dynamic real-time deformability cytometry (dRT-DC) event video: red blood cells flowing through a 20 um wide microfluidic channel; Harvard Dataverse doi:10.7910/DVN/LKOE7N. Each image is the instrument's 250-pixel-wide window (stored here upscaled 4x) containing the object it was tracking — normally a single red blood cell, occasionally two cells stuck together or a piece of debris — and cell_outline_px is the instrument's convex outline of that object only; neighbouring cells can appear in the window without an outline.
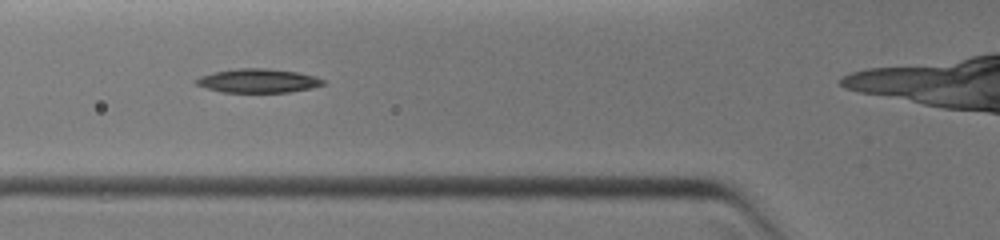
{"species": "common noctule bat (a hibernating species)", "species_latin": "Nyctalus noctula", "temperature_condition": "warm", "stored_images_in_passage": 5, "segment_of_instrument_passage": [1, 2], "camera_frame_rate_fps": 3000, "um_per_image_px": 0.085, "animal": {"sex": "female", "body_mass_g": 19.0, "forearm_length_mm": 51.5}, "frame": {"image": 1, "passage_image": 3, "time_ms": 1.667, "image_size_px": [1000, 240], "cell_outline_px": [[324, 84], [312, 88], [288, 92], [220, 92], [196, 84], [196, 80], [200, 76], [212, 72], [236, 68], [268, 68], [296, 72], [316, 76], [324, 80]], "centroid_in_image_um": [21.94, 6.86], "position_along_channel_um": 103.9, "area_um2": 17.63}}
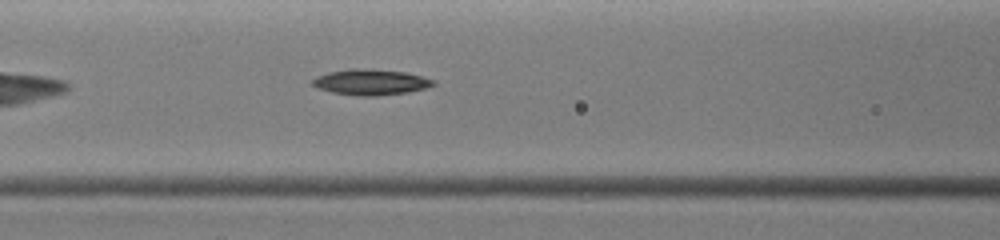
{"frame": {"image": 2, "passage_image": 4, "time_ms": 2.333, "image_size_px": [1000, 240], "cell_outline_px": [[436, 84], [428, 88], [408, 92], [376, 96], [356, 96], [332, 92], [316, 88], [312, 84], [312, 80], [316, 76], [328, 72], [352, 68], [372, 68], [404, 72], [436, 80]], "centroid_in_image_um": [31.51, 6.98], "position_along_channel_um": 135.1, "area_um2": 18.38}}